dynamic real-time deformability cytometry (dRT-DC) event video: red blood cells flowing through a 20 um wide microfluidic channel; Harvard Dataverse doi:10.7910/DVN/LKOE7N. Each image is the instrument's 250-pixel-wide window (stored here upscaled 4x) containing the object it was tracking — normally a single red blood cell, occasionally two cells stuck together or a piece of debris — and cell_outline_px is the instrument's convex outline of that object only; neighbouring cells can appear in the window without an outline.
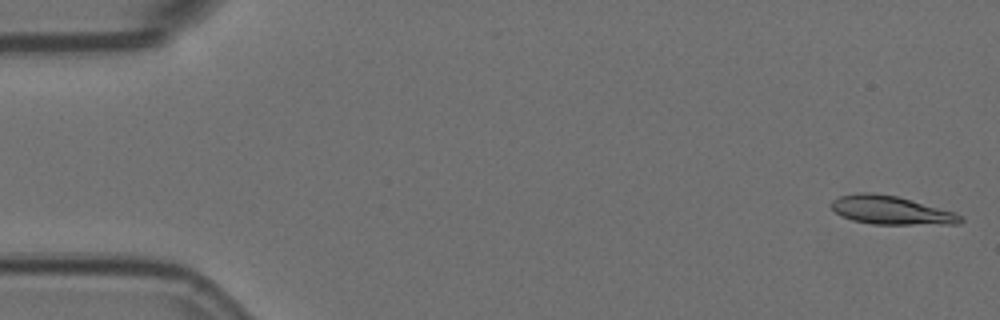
{"species": "Egyptian fruit bat (a non-hibernating species)", "species_latin": "Rousettus aegyptiacus", "temperature_condition": "room temperature", "stored_images_in_passage": 3, "camera_frame_rate_fps": 3000, "um_per_image_px": 0.085, "animal": {"sex": "female"}, "frame": {"image": 1, "passage_image": 1, "time_ms": 0.0, "image_size_px": [1000, 320], "cell_outline_px": [[964, 220], [960, 224], [872, 224], [852, 220], [840, 216], [828, 204], [832, 200], [840, 196], [856, 192], [872, 192], [896, 196], [956, 212], [964, 216]], "centroid_in_image_um": [75.74, 17.87], "position_along_channel_um": 9.3, "area_um2": 21.68}}